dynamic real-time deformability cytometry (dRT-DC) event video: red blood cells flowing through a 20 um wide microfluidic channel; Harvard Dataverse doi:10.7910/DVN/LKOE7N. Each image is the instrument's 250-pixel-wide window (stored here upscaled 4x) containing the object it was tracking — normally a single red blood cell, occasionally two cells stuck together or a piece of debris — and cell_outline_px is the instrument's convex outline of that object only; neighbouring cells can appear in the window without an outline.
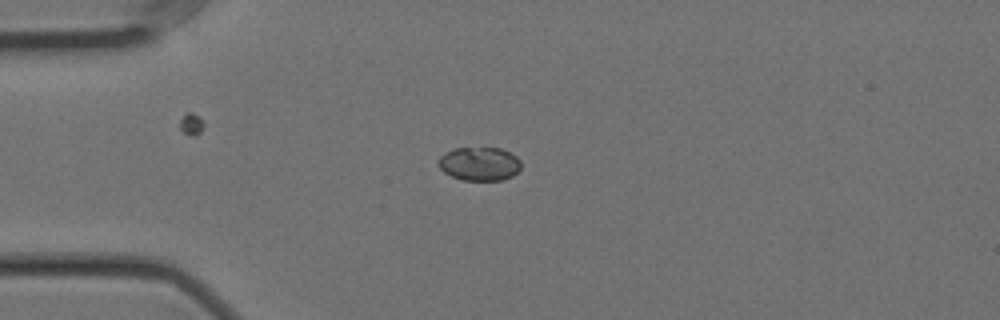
{"species": "Egyptian fruit bat (a non-hibernating species)", "species_latin": "Rousettus aegyptiacus", "temperature_condition": "cold", "stored_images_in_passage": 43, "camera_frame_rate_fps": 3000, "um_per_image_px": 0.085, "animal": {"sex": "female"}, "frame": {"image": 1, "passage_image": 1, "time_ms": 0.0, "image_size_px": [1000, 320], "cell_outline_px": [[520, 168], [512, 176], [500, 180], [464, 180], [452, 176], [444, 172], [436, 164], [440, 156], [444, 152], [456, 148], [500, 148], [516, 156], [520, 160]], "centroid_in_image_um": [40.72, 13.92], "position_along_channel_um": 44.3, "area_um2": 16.13}}
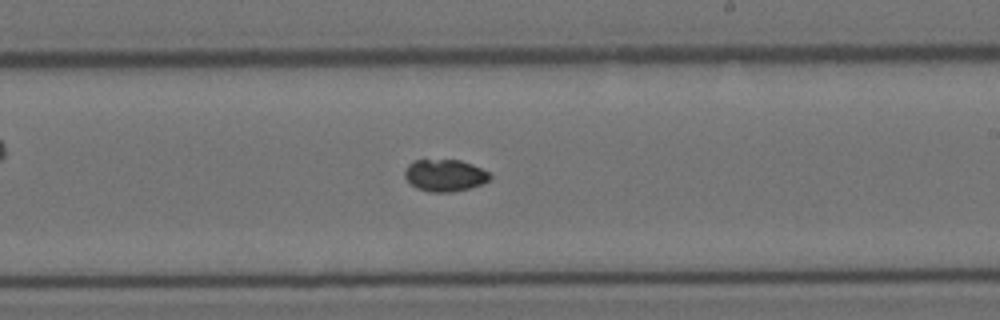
{"frame": {"image": 2, "passage_image": 20, "time_ms": 6.333, "image_size_px": [1000, 320], "cell_outline_px": [[492, 176], [488, 180], [480, 184], [468, 188], [452, 192], [428, 192], [416, 188], [404, 176], [404, 172], [408, 164], [412, 160], [460, 160], [472, 164], [488, 172]], "centroid_in_image_um": [37.78, 14.9], "position_along_channel_um": 251.2, "area_um2": 15.78}}
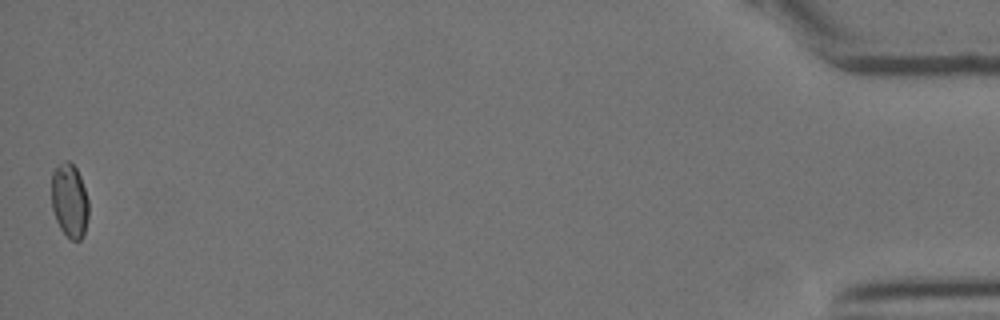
{"frame": {"image": 3, "passage_image": 43, "time_ms": 14.0, "image_size_px": [1000, 320], "cell_outline_px": [[88, 216], [84, 236], [80, 240], [72, 240], [60, 228], [56, 220], [52, 208], [52, 172], [64, 160], [68, 160], [76, 168], [80, 176], [88, 200]], "centroid_in_image_um": [5.92, 17.06], "position_along_channel_um": 429.3, "area_um2": 15.9}, "authors_computed_cell_mechanics": {"area_um2": 16.1262, "velocity_mm_per_s": 3.5615, "shape_relaxation_time_tau1_ms": null, "shape_relaxation_time_tau2_ms": 10.3906, "deformation_change_tau1": null, "deformation_change_tau2": 0.0583}}